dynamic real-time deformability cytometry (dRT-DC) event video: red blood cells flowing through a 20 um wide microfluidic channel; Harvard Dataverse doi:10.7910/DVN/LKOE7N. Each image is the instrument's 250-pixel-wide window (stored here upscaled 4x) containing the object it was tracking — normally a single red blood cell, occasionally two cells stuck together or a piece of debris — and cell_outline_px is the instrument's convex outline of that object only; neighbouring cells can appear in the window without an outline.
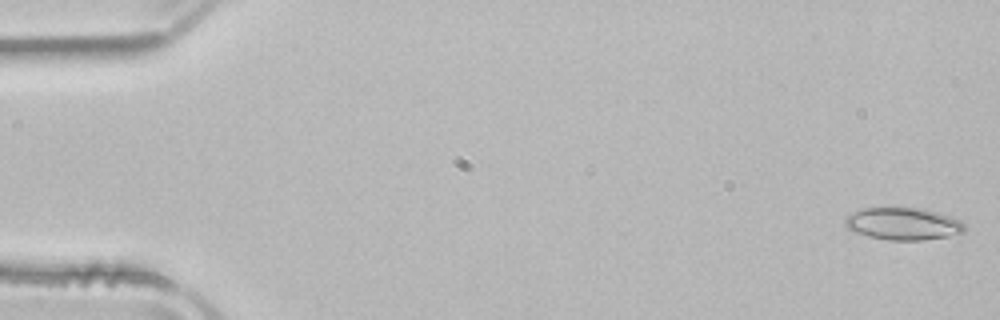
{"species": "common noctule bat (a hibernating species)", "species_latin": "Nyctalus noctula", "temperature_condition": "room temperature", "stored_images_in_passage": 14, "camera_frame_rate_fps": 3000, "um_per_image_px": 0.085, "animal": {"sex": "male", "body_mass_g": 21.5, "forearm_length_mm": 52.0}, "frame": {"image": 1, "passage_image": 1, "time_ms": 0.0, "image_size_px": [1000, 320], "cell_outline_px": [[964, 232], [944, 236], [920, 240], [888, 240], [868, 236], [856, 232], [848, 228], [844, 224], [844, 220], [848, 216], [864, 208], [924, 208], [960, 220], [964, 224]], "centroid_in_image_um": [76.75, 19.02], "position_along_channel_um": 8.2, "area_um2": 22.02}}